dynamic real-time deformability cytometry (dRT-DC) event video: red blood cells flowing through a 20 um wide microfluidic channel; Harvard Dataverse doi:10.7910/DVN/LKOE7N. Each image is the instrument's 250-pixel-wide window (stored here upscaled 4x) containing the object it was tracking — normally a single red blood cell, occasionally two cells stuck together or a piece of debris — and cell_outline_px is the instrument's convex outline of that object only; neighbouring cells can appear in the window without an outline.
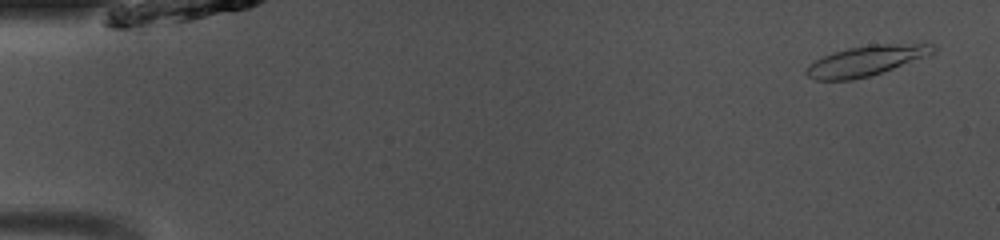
{"species": "common noctule bat (a hibernating species)", "species_latin": "Nyctalus noctula", "temperature_condition": "room temperature", "stored_images_in_passage": 48, "camera_frame_rate_fps": 3000, "um_per_image_px": 0.085, "animal": {"sex": "male", "body_mass_g": 13.0, "forearm_length_mm": 53.1}, "frame": {"image": 1, "passage_image": 2, "time_ms": 0.333, "image_size_px": [1000, 240], "cell_outline_px": [[936, 52], [892, 68], [868, 76], [852, 80], [816, 80], [808, 76], [804, 72], [808, 64], [824, 56], [848, 48], [872, 44], [936, 44]], "centroid_in_image_um": [73.58, 5.16], "position_along_channel_um": 11.4, "area_um2": 21.79}}
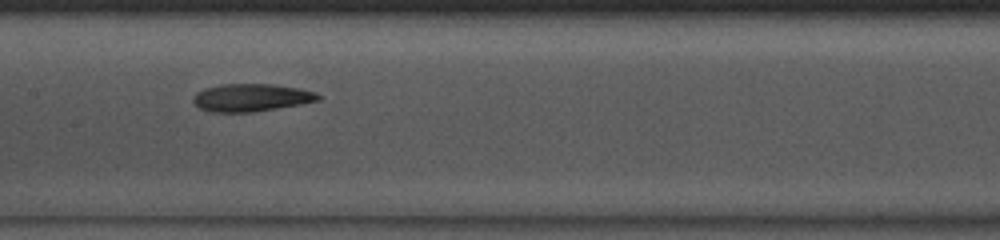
{"frame": {"image": 2, "passage_image": 24, "time_ms": 7.667, "image_size_px": [1000, 240], "cell_outline_px": [[320, 100], [300, 104], [248, 112], [212, 112], [200, 108], [192, 100], [196, 92], [204, 88], [224, 84], [272, 84], [296, 88], [316, 92], [320, 96]], "centroid_in_image_um": [21.33, 8.29], "position_along_channel_um": 186.1, "area_um2": 19.83}}
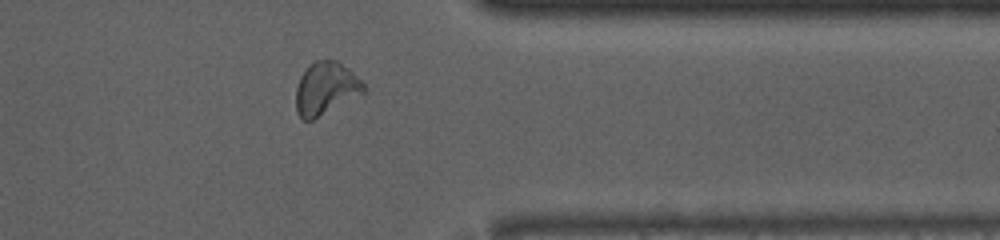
{"frame": {"image": 3, "passage_image": 39, "time_ms": 12.667, "image_size_px": [1000, 240], "cell_outline_px": [[368, 88], [364, 92], [312, 120], [300, 120], [296, 112], [296, 88], [300, 76], [308, 64], [316, 60], [336, 60], [348, 68]], "centroid_in_image_um": [27.65, 7.51], "position_along_channel_um": 383.7, "area_um2": 20.69}, "authors_computed_cell_mechanics": {"area_um2": 20.8947, "velocity_mm_per_s": 4.0955, "shape_relaxation_time_tau1_ms": null, "shape_relaxation_time_tau2_ms": 3.2579, "deformation_change_tau1": null, "deformation_change_tau2": 0.1153}}